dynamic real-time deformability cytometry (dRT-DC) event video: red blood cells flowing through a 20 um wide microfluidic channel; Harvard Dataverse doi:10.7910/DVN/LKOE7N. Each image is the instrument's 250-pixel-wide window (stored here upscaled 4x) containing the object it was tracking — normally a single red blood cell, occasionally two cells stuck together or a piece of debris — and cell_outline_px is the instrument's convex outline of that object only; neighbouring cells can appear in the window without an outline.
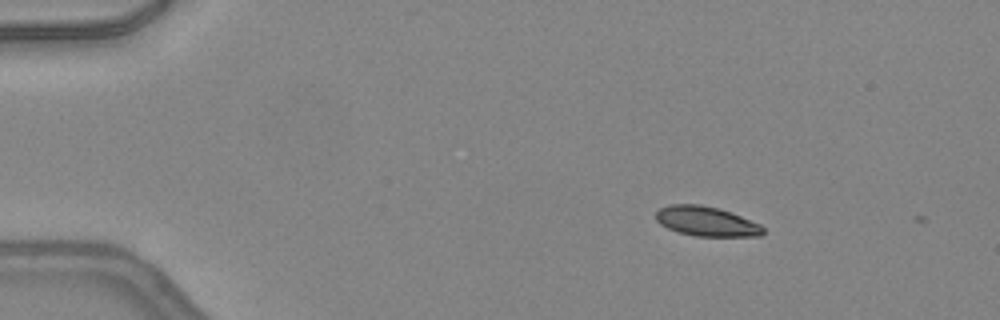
{"species": "common noctule bat (a hibernating species)", "species_latin": "Nyctalus noctula", "temperature_condition": "warm", "stored_images_in_passage": 2, "camera_frame_rate_fps": 3000, "um_per_image_px": 0.085, "animal": {"sex": "female", "body_mass_g": 24.6, "forearm_length_mm": 56.2}, "frame": {"image": 1, "passage_image": 1, "time_ms": 0.0, "image_size_px": [1000, 320], "cell_outline_px": [[764, 232], [760, 236], [696, 236], [676, 232], [660, 224], [656, 220], [656, 212], [660, 208], [668, 204], [700, 204], [720, 208], [760, 224], [764, 228]], "centroid_in_image_um": [60.02, 18.81], "position_along_channel_um": 25.0, "area_um2": 18.61}}